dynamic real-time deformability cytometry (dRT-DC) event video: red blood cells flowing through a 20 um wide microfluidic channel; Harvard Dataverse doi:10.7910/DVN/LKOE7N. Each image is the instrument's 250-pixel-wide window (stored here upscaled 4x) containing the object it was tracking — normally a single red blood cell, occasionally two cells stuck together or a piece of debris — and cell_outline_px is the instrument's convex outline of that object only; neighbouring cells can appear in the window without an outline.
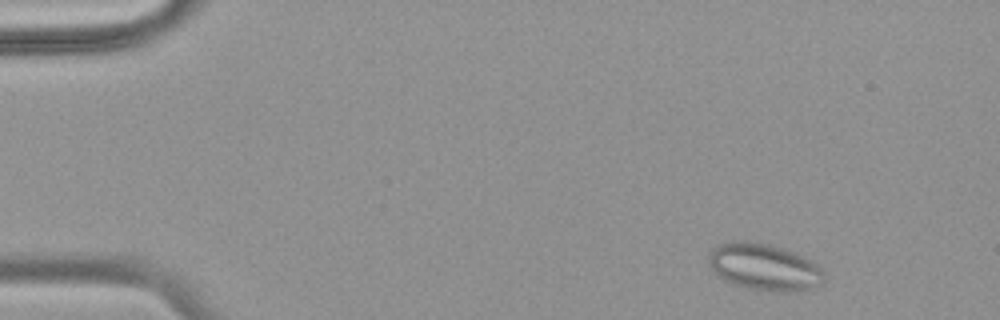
{"species": "common noctule bat (a hibernating species)", "species_latin": "Nyctalus noctula", "temperature_condition": "warm", "stored_images_in_passage": 52, "segment_of_instrument_passage": [1, 2], "camera_frame_rate_fps": 3000, "um_per_image_px": 0.085, "animal": {"sex": "female", "body_mass_g": 18.4}, "frame": {"image": 1, "passage_image": 3, "time_ms": 0.667, "image_size_px": [1000, 320], "cell_outline_px": [[824, 280], [816, 288], [796, 292], [772, 292], [732, 284], [724, 280], [708, 264], [708, 256], [712, 248], [716, 244], [732, 240], [748, 240], [772, 244], [796, 252], [812, 260], [824, 272]], "centroid_in_image_um": [64.97, 22.68], "position_along_channel_um": 20.0, "area_um2": 32.19}}